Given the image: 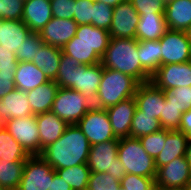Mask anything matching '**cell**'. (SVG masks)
I'll list each match as a JSON object with an SVG mask.
<instances>
[{"instance_id":"6da1fadb","label":"cell","mask_w":191,"mask_h":190,"mask_svg":"<svg viewBox=\"0 0 191 190\" xmlns=\"http://www.w3.org/2000/svg\"><path fill=\"white\" fill-rule=\"evenodd\" d=\"M90 143L77 124L68 125L62 136L46 146L41 157L54 169L87 163Z\"/></svg>"},{"instance_id":"7a4b0ae2","label":"cell","mask_w":191,"mask_h":190,"mask_svg":"<svg viewBox=\"0 0 191 190\" xmlns=\"http://www.w3.org/2000/svg\"><path fill=\"white\" fill-rule=\"evenodd\" d=\"M100 63L105 68L133 77L139 84L151 79L140 63L136 38H111Z\"/></svg>"},{"instance_id":"3957f363","label":"cell","mask_w":191,"mask_h":190,"mask_svg":"<svg viewBox=\"0 0 191 190\" xmlns=\"http://www.w3.org/2000/svg\"><path fill=\"white\" fill-rule=\"evenodd\" d=\"M138 85L139 83L133 77L103 67L96 103L93 106L106 109L120 101L134 97Z\"/></svg>"},{"instance_id":"277c9868","label":"cell","mask_w":191,"mask_h":190,"mask_svg":"<svg viewBox=\"0 0 191 190\" xmlns=\"http://www.w3.org/2000/svg\"><path fill=\"white\" fill-rule=\"evenodd\" d=\"M118 159L123 164L126 174L156 177L155 160L143 149L139 138L119 139Z\"/></svg>"},{"instance_id":"5b68a950","label":"cell","mask_w":191,"mask_h":190,"mask_svg":"<svg viewBox=\"0 0 191 190\" xmlns=\"http://www.w3.org/2000/svg\"><path fill=\"white\" fill-rule=\"evenodd\" d=\"M118 147L119 139L91 145L87 160V165L91 172L109 173L120 182L126 171L118 159Z\"/></svg>"},{"instance_id":"8992f818","label":"cell","mask_w":191,"mask_h":190,"mask_svg":"<svg viewBox=\"0 0 191 190\" xmlns=\"http://www.w3.org/2000/svg\"><path fill=\"white\" fill-rule=\"evenodd\" d=\"M91 107L93 104L79 91L59 87L50 111L68 125H73L77 124Z\"/></svg>"},{"instance_id":"52a82bcc","label":"cell","mask_w":191,"mask_h":190,"mask_svg":"<svg viewBox=\"0 0 191 190\" xmlns=\"http://www.w3.org/2000/svg\"><path fill=\"white\" fill-rule=\"evenodd\" d=\"M90 145L118 139L112 131L108 113L103 108L91 107L77 123Z\"/></svg>"},{"instance_id":"ba28073f","label":"cell","mask_w":191,"mask_h":190,"mask_svg":"<svg viewBox=\"0 0 191 190\" xmlns=\"http://www.w3.org/2000/svg\"><path fill=\"white\" fill-rule=\"evenodd\" d=\"M56 171L40 156H29L17 190H50Z\"/></svg>"},{"instance_id":"9c48e42d","label":"cell","mask_w":191,"mask_h":190,"mask_svg":"<svg viewBox=\"0 0 191 190\" xmlns=\"http://www.w3.org/2000/svg\"><path fill=\"white\" fill-rule=\"evenodd\" d=\"M4 128L29 156L40 155V138L35 115L5 121Z\"/></svg>"},{"instance_id":"30bf717a","label":"cell","mask_w":191,"mask_h":190,"mask_svg":"<svg viewBox=\"0 0 191 190\" xmlns=\"http://www.w3.org/2000/svg\"><path fill=\"white\" fill-rule=\"evenodd\" d=\"M159 41L161 65L191 61V40L186 31L168 29Z\"/></svg>"},{"instance_id":"8fae6325","label":"cell","mask_w":191,"mask_h":190,"mask_svg":"<svg viewBox=\"0 0 191 190\" xmlns=\"http://www.w3.org/2000/svg\"><path fill=\"white\" fill-rule=\"evenodd\" d=\"M190 181L191 166L185 156L159 167L155 177V185L160 189H185Z\"/></svg>"},{"instance_id":"7c38bea8","label":"cell","mask_w":191,"mask_h":190,"mask_svg":"<svg viewBox=\"0 0 191 190\" xmlns=\"http://www.w3.org/2000/svg\"><path fill=\"white\" fill-rule=\"evenodd\" d=\"M150 81L163 91L191 86V61L161 65L151 75Z\"/></svg>"},{"instance_id":"4fadbf2b","label":"cell","mask_w":191,"mask_h":190,"mask_svg":"<svg viewBox=\"0 0 191 190\" xmlns=\"http://www.w3.org/2000/svg\"><path fill=\"white\" fill-rule=\"evenodd\" d=\"M140 21L138 12L129 0L113 7L112 24L109 28L111 38H136V29Z\"/></svg>"},{"instance_id":"5bb4252c","label":"cell","mask_w":191,"mask_h":190,"mask_svg":"<svg viewBox=\"0 0 191 190\" xmlns=\"http://www.w3.org/2000/svg\"><path fill=\"white\" fill-rule=\"evenodd\" d=\"M103 74L101 63L95 65H80L75 69L74 90L79 91L93 105Z\"/></svg>"},{"instance_id":"9a60e30c","label":"cell","mask_w":191,"mask_h":190,"mask_svg":"<svg viewBox=\"0 0 191 190\" xmlns=\"http://www.w3.org/2000/svg\"><path fill=\"white\" fill-rule=\"evenodd\" d=\"M78 24L73 19L53 17L39 32L44 44L62 48L77 32Z\"/></svg>"},{"instance_id":"2e32d148","label":"cell","mask_w":191,"mask_h":190,"mask_svg":"<svg viewBox=\"0 0 191 190\" xmlns=\"http://www.w3.org/2000/svg\"><path fill=\"white\" fill-rule=\"evenodd\" d=\"M136 109L137 105L134 97L120 101L118 104L105 109L116 138L130 137V128Z\"/></svg>"},{"instance_id":"e0dca14e","label":"cell","mask_w":191,"mask_h":190,"mask_svg":"<svg viewBox=\"0 0 191 190\" xmlns=\"http://www.w3.org/2000/svg\"><path fill=\"white\" fill-rule=\"evenodd\" d=\"M137 108L143 114L151 115L160 121L163 104L166 100L162 89L156 87L151 81L140 83L134 95Z\"/></svg>"},{"instance_id":"ac0fdd59","label":"cell","mask_w":191,"mask_h":190,"mask_svg":"<svg viewBox=\"0 0 191 190\" xmlns=\"http://www.w3.org/2000/svg\"><path fill=\"white\" fill-rule=\"evenodd\" d=\"M53 18L50 0L24 1L22 21L31 32H40Z\"/></svg>"},{"instance_id":"d6986e66","label":"cell","mask_w":191,"mask_h":190,"mask_svg":"<svg viewBox=\"0 0 191 190\" xmlns=\"http://www.w3.org/2000/svg\"><path fill=\"white\" fill-rule=\"evenodd\" d=\"M40 138V155L42 150L56 142L64 133L68 124L55 113L49 111L35 115Z\"/></svg>"},{"instance_id":"ffe728a7","label":"cell","mask_w":191,"mask_h":190,"mask_svg":"<svg viewBox=\"0 0 191 190\" xmlns=\"http://www.w3.org/2000/svg\"><path fill=\"white\" fill-rule=\"evenodd\" d=\"M33 115L26 92L14 89L0 99V118L3 121Z\"/></svg>"},{"instance_id":"44dd1931","label":"cell","mask_w":191,"mask_h":190,"mask_svg":"<svg viewBox=\"0 0 191 190\" xmlns=\"http://www.w3.org/2000/svg\"><path fill=\"white\" fill-rule=\"evenodd\" d=\"M110 39L111 37L108 30L87 24L78 25L76 35L67 43H85L102 57L108 47Z\"/></svg>"},{"instance_id":"7402d4cb","label":"cell","mask_w":191,"mask_h":190,"mask_svg":"<svg viewBox=\"0 0 191 190\" xmlns=\"http://www.w3.org/2000/svg\"><path fill=\"white\" fill-rule=\"evenodd\" d=\"M31 33L30 29L22 20L0 19V45L16 52L22 42Z\"/></svg>"},{"instance_id":"603a6c76","label":"cell","mask_w":191,"mask_h":190,"mask_svg":"<svg viewBox=\"0 0 191 190\" xmlns=\"http://www.w3.org/2000/svg\"><path fill=\"white\" fill-rule=\"evenodd\" d=\"M189 138L179 130H166V142L163 150L155 159V166L158 169L172 160L185 156Z\"/></svg>"},{"instance_id":"cb8c5ba5","label":"cell","mask_w":191,"mask_h":190,"mask_svg":"<svg viewBox=\"0 0 191 190\" xmlns=\"http://www.w3.org/2000/svg\"><path fill=\"white\" fill-rule=\"evenodd\" d=\"M165 21L169 30L187 31L191 25V0H175L165 6Z\"/></svg>"},{"instance_id":"d4e9b609","label":"cell","mask_w":191,"mask_h":190,"mask_svg":"<svg viewBox=\"0 0 191 190\" xmlns=\"http://www.w3.org/2000/svg\"><path fill=\"white\" fill-rule=\"evenodd\" d=\"M59 86L55 81L39 85L26 92L33 115L49 112L58 92Z\"/></svg>"},{"instance_id":"484cf974","label":"cell","mask_w":191,"mask_h":190,"mask_svg":"<svg viewBox=\"0 0 191 190\" xmlns=\"http://www.w3.org/2000/svg\"><path fill=\"white\" fill-rule=\"evenodd\" d=\"M48 81L45 74L33 62H18L14 75L16 89L28 92Z\"/></svg>"},{"instance_id":"4316f807","label":"cell","mask_w":191,"mask_h":190,"mask_svg":"<svg viewBox=\"0 0 191 190\" xmlns=\"http://www.w3.org/2000/svg\"><path fill=\"white\" fill-rule=\"evenodd\" d=\"M140 21L136 29V39L159 40L168 30L164 14H141Z\"/></svg>"},{"instance_id":"83f0119b","label":"cell","mask_w":191,"mask_h":190,"mask_svg":"<svg viewBox=\"0 0 191 190\" xmlns=\"http://www.w3.org/2000/svg\"><path fill=\"white\" fill-rule=\"evenodd\" d=\"M62 50L49 44H43L32 61L45 74L48 80L55 81L59 69Z\"/></svg>"},{"instance_id":"f1b7e54d","label":"cell","mask_w":191,"mask_h":190,"mask_svg":"<svg viewBox=\"0 0 191 190\" xmlns=\"http://www.w3.org/2000/svg\"><path fill=\"white\" fill-rule=\"evenodd\" d=\"M161 43L159 40L138 41V55L142 67L152 75L161 66Z\"/></svg>"},{"instance_id":"f546056e","label":"cell","mask_w":191,"mask_h":190,"mask_svg":"<svg viewBox=\"0 0 191 190\" xmlns=\"http://www.w3.org/2000/svg\"><path fill=\"white\" fill-rule=\"evenodd\" d=\"M29 155L23 147L3 128L0 130V158L8 162H26Z\"/></svg>"},{"instance_id":"4dcf8cb0","label":"cell","mask_w":191,"mask_h":190,"mask_svg":"<svg viewBox=\"0 0 191 190\" xmlns=\"http://www.w3.org/2000/svg\"><path fill=\"white\" fill-rule=\"evenodd\" d=\"M55 171L60 178L70 185L72 190H87L91 173L87 163Z\"/></svg>"},{"instance_id":"1f68e13d","label":"cell","mask_w":191,"mask_h":190,"mask_svg":"<svg viewBox=\"0 0 191 190\" xmlns=\"http://www.w3.org/2000/svg\"><path fill=\"white\" fill-rule=\"evenodd\" d=\"M25 162H8L0 158V186L4 190L18 189Z\"/></svg>"},{"instance_id":"d6a6232c","label":"cell","mask_w":191,"mask_h":190,"mask_svg":"<svg viewBox=\"0 0 191 190\" xmlns=\"http://www.w3.org/2000/svg\"><path fill=\"white\" fill-rule=\"evenodd\" d=\"M161 129L162 127L158 119L153 118L151 115L143 114L138 108L136 109L130 128V137L140 138L158 132Z\"/></svg>"},{"instance_id":"836d02e7","label":"cell","mask_w":191,"mask_h":190,"mask_svg":"<svg viewBox=\"0 0 191 190\" xmlns=\"http://www.w3.org/2000/svg\"><path fill=\"white\" fill-rule=\"evenodd\" d=\"M61 50L81 65H95L101 62V57L85 43H66Z\"/></svg>"},{"instance_id":"e575fe53","label":"cell","mask_w":191,"mask_h":190,"mask_svg":"<svg viewBox=\"0 0 191 190\" xmlns=\"http://www.w3.org/2000/svg\"><path fill=\"white\" fill-rule=\"evenodd\" d=\"M80 65L79 61L62 53L57 78L55 80L58 86L74 90L75 69Z\"/></svg>"},{"instance_id":"d590c367","label":"cell","mask_w":191,"mask_h":190,"mask_svg":"<svg viewBox=\"0 0 191 190\" xmlns=\"http://www.w3.org/2000/svg\"><path fill=\"white\" fill-rule=\"evenodd\" d=\"M44 44L39 32H31L22 42L20 49L15 52L18 62H32L39 51V48Z\"/></svg>"},{"instance_id":"8d00e7d4","label":"cell","mask_w":191,"mask_h":190,"mask_svg":"<svg viewBox=\"0 0 191 190\" xmlns=\"http://www.w3.org/2000/svg\"><path fill=\"white\" fill-rule=\"evenodd\" d=\"M182 112L172 102L165 100L163 104L162 113L160 115V124L162 129L165 130H179Z\"/></svg>"},{"instance_id":"74e56055","label":"cell","mask_w":191,"mask_h":190,"mask_svg":"<svg viewBox=\"0 0 191 190\" xmlns=\"http://www.w3.org/2000/svg\"><path fill=\"white\" fill-rule=\"evenodd\" d=\"M143 149L155 160L161 153L166 142V130L151 133L139 138Z\"/></svg>"},{"instance_id":"f35d334b","label":"cell","mask_w":191,"mask_h":190,"mask_svg":"<svg viewBox=\"0 0 191 190\" xmlns=\"http://www.w3.org/2000/svg\"><path fill=\"white\" fill-rule=\"evenodd\" d=\"M167 102L175 104L184 113L191 110V86L163 91Z\"/></svg>"},{"instance_id":"ab89813d","label":"cell","mask_w":191,"mask_h":190,"mask_svg":"<svg viewBox=\"0 0 191 190\" xmlns=\"http://www.w3.org/2000/svg\"><path fill=\"white\" fill-rule=\"evenodd\" d=\"M113 7L103 2L94 0L92 25L98 28L106 29L112 24Z\"/></svg>"},{"instance_id":"60d3db41","label":"cell","mask_w":191,"mask_h":190,"mask_svg":"<svg viewBox=\"0 0 191 190\" xmlns=\"http://www.w3.org/2000/svg\"><path fill=\"white\" fill-rule=\"evenodd\" d=\"M120 182L109 173L91 172L87 190H118Z\"/></svg>"},{"instance_id":"b9f144b4","label":"cell","mask_w":191,"mask_h":190,"mask_svg":"<svg viewBox=\"0 0 191 190\" xmlns=\"http://www.w3.org/2000/svg\"><path fill=\"white\" fill-rule=\"evenodd\" d=\"M120 186L126 190H153L156 187L155 178L134 174H125L120 181Z\"/></svg>"},{"instance_id":"7bdbcfd3","label":"cell","mask_w":191,"mask_h":190,"mask_svg":"<svg viewBox=\"0 0 191 190\" xmlns=\"http://www.w3.org/2000/svg\"><path fill=\"white\" fill-rule=\"evenodd\" d=\"M23 0H0V19L21 20Z\"/></svg>"},{"instance_id":"ee69618b","label":"cell","mask_w":191,"mask_h":190,"mask_svg":"<svg viewBox=\"0 0 191 190\" xmlns=\"http://www.w3.org/2000/svg\"><path fill=\"white\" fill-rule=\"evenodd\" d=\"M94 0H76L73 20L78 25L92 24Z\"/></svg>"},{"instance_id":"f6af8a7d","label":"cell","mask_w":191,"mask_h":190,"mask_svg":"<svg viewBox=\"0 0 191 190\" xmlns=\"http://www.w3.org/2000/svg\"><path fill=\"white\" fill-rule=\"evenodd\" d=\"M53 17L73 19L76 0H50Z\"/></svg>"},{"instance_id":"bcb514c9","label":"cell","mask_w":191,"mask_h":190,"mask_svg":"<svg viewBox=\"0 0 191 190\" xmlns=\"http://www.w3.org/2000/svg\"><path fill=\"white\" fill-rule=\"evenodd\" d=\"M139 15L164 14L165 5L161 0H129Z\"/></svg>"},{"instance_id":"7dc6e473","label":"cell","mask_w":191,"mask_h":190,"mask_svg":"<svg viewBox=\"0 0 191 190\" xmlns=\"http://www.w3.org/2000/svg\"><path fill=\"white\" fill-rule=\"evenodd\" d=\"M17 64L16 54L0 45V73H9L14 76Z\"/></svg>"},{"instance_id":"c3c4849f","label":"cell","mask_w":191,"mask_h":190,"mask_svg":"<svg viewBox=\"0 0 191 190\" xmlns=\"http://www.w3.org/2000/svg\"><path fill=\"white\" fill-rule=\"evenodd\" d=\"M14 89V76L9 73H0V99Z\"/></svg>"},{"instance_id":"681fc988","label":"cell","mask_w":191,"mask_h":190,"mask_svg":"<svg viewBox=\"0 0 191 190\" xmlns=\"http://www.w3.org/2000/svg\"><path fill=\"white\" fill-rule=\"evenodd\" d=\"M179 131L183 132L189 139H191V110L182 114Z\"/></svg>"},{"instance_id":"f907efd6","label":"cell","mask_w":191,"mask_h":190,"mask_svg":"<svg viewBox=\"0 0 191 190\" xmlns=\"http://www.w3.org/2000/svg\"><path fill=\"white\" fill-rule=\"evenodd\" d=\"M50 190H72V188L56 173L51 182Z\"/></svg>"},{"instance_id":"816d5d0a","label":"cell","mask_w":191,"mask_h":190,"mask_svg":"<svg viewBox=\"0 0 191 190\" xmlns=\"http://www.w3.org/2000/svg\"><path fill=\"white\" fill-rule=\"evenodd\" d=\"M95 1H100V2L105 3L106 5L115 7V6H117L119 3H121V2H123V1H125V0H95Z\"/></svg>"},{"instance_id":"f5cc1de1","label":"cell","mask_w":191,"mask_h":190,"mask_svg":"<svg viewBox=\"0 0 191 190\" xmlns=\"http://www.w3.org/2000/svg\"><path fill=\"white\" fill-rule=\"evenodd\" d=\"M185 157L191 166V139L188 141Z\"/></svg>"},{"instance_id":"db71d44e","label":"cell","mask_w":191,"mask_h":190,"mask_svg":"<svg viewBox=\"0 0 191 190\" xmlns=\"http://www.w3.org/2000/svg\"><path fill=\"white\" fill-rule=\"evenodd\" d=\"M5 126V121H3L1 118H0V130H2Z\"/></svg>"},{"instance_id":"11a10c76","label":"cell","mask_w":191,"mask_h":190,"mask_svg":"<svg viewBox=\"0 0 191 190\" xmlns=\"http://www.w3.org/2000/svg\"><path fill=\"white\" fill-rule=\"evenodd\" d=\"M163 3H164V5L166 6L167 4H169L170 2H173V1H175V0H161Z\"/></svg>"},{"instance_id":"9f6ffc18","label":"cell","mask_w":191,"mask_h":190,"mask_svg":"<svg viewBox=\"0 0 191 190\" xmlns=\"http://www.w3.org/2000/svg\"><path fill=\"white\" fill-rule=\"evenodd\" d=\"M186 32H187L188 37L191 40V25H190L189 29Z\"/></svg>"},{"instance_id":"6f0895ef","label":"cell","mask_w":191,"mask_h":190,"mask_svg":"<svg viewBox=\"0 0 191 190\" xmlns=\"http://www.w3.org/2000/svg\"><path fill=\"white\" fill-rule=\"evenodd\" d=\"M184 190H191V181L186 185Z\"/></svg>"},{"instance_id":"680465c9","label":"cell","mask_w":191,"mask_h":190,"mask_svg":"<svg viewBox=\"0 0 191 190\" xmlns=\"http://www.w3.org/2000/svg\"><path fill=\"white\" fill-rule=\"evenodd\" d=\"M153 190H164V189H160L158 187H155Z\"/></svg>"},{"instance_id":"91938a15","label":"cell","mask_w":191,"mask_h":190,"mask_svg":"<svg viewBox=\"0 0 191 190\" xmlns=\"http://www.w3.org/2000/svg\"><path fill=\"white\" fill-rule=\"evenodd\" d=\"M164 190H172V189H164ZM174 190V189H173ZM175 190H184V189H175Z\"/></svg>"},{"instance_id":"94428289","label":"cell","mask_w":191,"mask_h":190,"mask_svg":"<svg viewBox=\"0 0 191 190\" xmlns=\"http://www.w3.org/2000/svg\"><path fill=\"white\" fill-rule=\"evenodd\" d=\"M118 190H126V189H125V188H122V187L120 186V188H119Z\"/></svg>"}]
</instances>
